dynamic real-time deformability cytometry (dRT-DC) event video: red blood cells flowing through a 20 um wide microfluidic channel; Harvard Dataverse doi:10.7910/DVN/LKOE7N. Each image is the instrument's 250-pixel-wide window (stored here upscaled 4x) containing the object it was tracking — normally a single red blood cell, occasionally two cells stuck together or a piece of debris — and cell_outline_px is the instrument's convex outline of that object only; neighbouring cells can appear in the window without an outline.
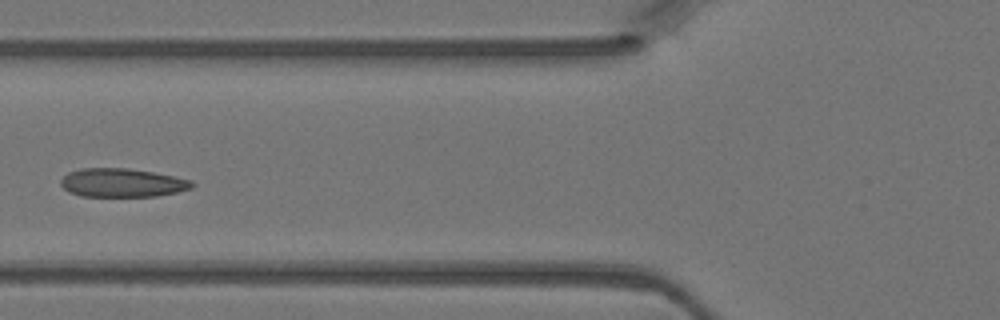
{"species": "Egyptian fruit bat (a non-hibernating species)", "species_latin": "Rousettus aegyptiacus", "temperature_condition": "warm", "stored_images_in_passage": 5, "camera_frame_rate_fps": 3000, "um_per_image_px": 0.085, "animal": {"sex": "female"}, "frame": {"image": 1, "passage_image": 4, "time_ms": 1.0, "image_size_px": [1000, 320], "cell_outline_px": [[196, 184], [192, 188], [176, 192], [156, 196], [80, 196], [68, 192], [60, 184], [60, 180], [68, 172], [80, 168], [128, 168], [152, 172], [192, 180]], "centroid_in_image_um": [10.36, 15.53], "position_along_channel_um": 115.4, "area_um2": 21.91}}
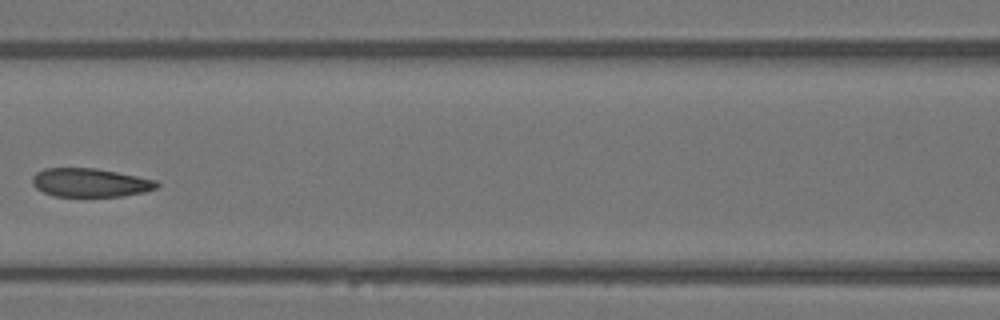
{"frame": {"image": 2, "passage_image": 5, "time_ms": 1.333, "image_size_px": [1000, 320], "cell_outline_px": [[160, 184], [156, 188], [144, 192], [124, 196], [52, 196], [36, 188], [32, 184], [32, 176], [36, 172], [44, 168], [96, 168], [156, 180]], "centroid_in_image_um": [7.64, 15.52], "position_along_channel_um": 159.0, "area_um2": 20.75}}